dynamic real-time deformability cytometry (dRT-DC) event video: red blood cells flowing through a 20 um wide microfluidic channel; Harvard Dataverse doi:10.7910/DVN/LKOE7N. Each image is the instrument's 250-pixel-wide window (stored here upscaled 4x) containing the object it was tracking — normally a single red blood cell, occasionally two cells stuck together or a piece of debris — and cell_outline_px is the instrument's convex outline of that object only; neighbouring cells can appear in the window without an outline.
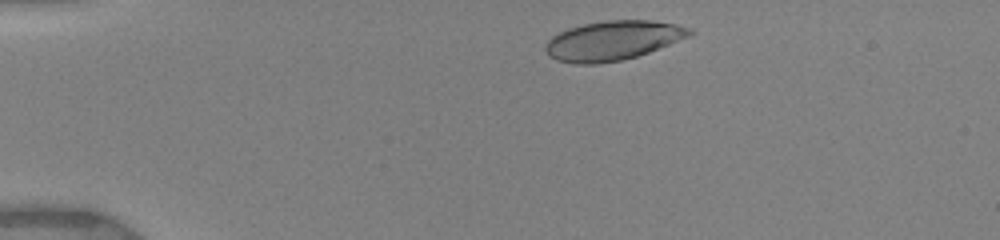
{"species": "human", "species_latin": "Homo sapiens", "temperature_condition": "warm", "stored_images_in_passage": 32, "camera_frame_rate_fps": 3000, "um_per_image_px": 0.085, "donor": {"sex": "female"}, "frame": {"image": 1, "passage_image": 1, "time_ms": 0.0, "image_size_px": [1000, 240], "cell_outline_px": [[696, 32], [688, 36], [648, 52], [636, 56], [620, 60], [596, 64], [576, 64], [556, 60], [548, 56], [544, 48], [544, 44], [552, 36], [568, 28], [584, 24], [604, 20], [652, 20], [692, 28]], "centroid_in_image_um": [52.04, 3.44], "position_along_channel_um": 33.0, "area_um2": 32.95}}
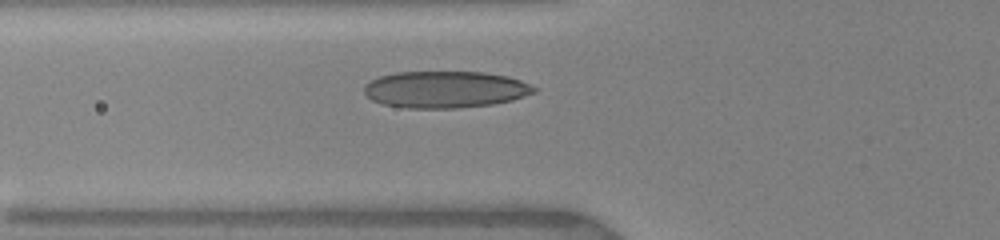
{"frame": {"image": 2, "passage_image": 16, "time_ms": 3.0, "image_size_px": [1000, 240], "cell_outline_px": [[536, 92], [512, 100], [492, 104], [456, 108], [408, 108], [384, 104], [372, 100], [364, 92], [364, 84], [380, 76], [396, 72], [484, 72], [508, 76], [520, 80], [536, 88]], "centroid_in_image_um": [37.84, 7.6], "position_along_channel_um": 88.0, "area_um2": 36.3}}
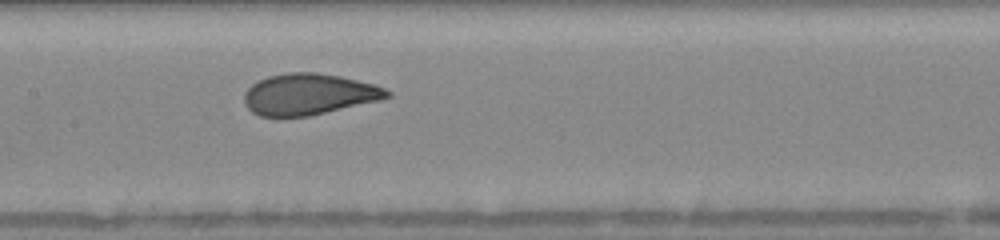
{"frame": {"image": 3, "passage_image": 31, "time_ms": 5.333, "image_size_px": [1000, 240], "cell_outline_px": [[392, 96], [380, 100], [308, 116], [260, 116], [252, 112], [244, 104], [244, 92], [252, 84], [268, 76], [288, 72], [316, 72], [340, 76], [376, 84], [392, 92]], "centroid_in_image_um": [26.26, 8.0], "position_along_channel_um": 181.1, "area_um2": 34.33}}